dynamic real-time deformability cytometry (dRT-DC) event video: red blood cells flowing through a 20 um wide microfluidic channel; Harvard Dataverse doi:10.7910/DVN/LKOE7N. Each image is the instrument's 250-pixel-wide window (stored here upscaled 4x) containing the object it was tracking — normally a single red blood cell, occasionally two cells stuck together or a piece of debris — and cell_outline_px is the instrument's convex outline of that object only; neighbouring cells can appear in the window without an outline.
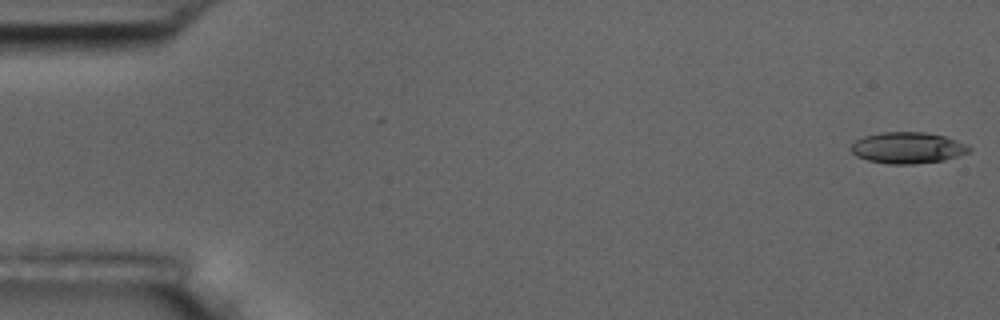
{"species": "common noctule bat (a hibernating species)", "species_latin": "Nyctalus noctula", "temperature_condition": "room temperature", "stored_images_in_passage": 56, "camera_frame_rate_fps": 3000, "um_per_image_px": 0.085, "animal": {"sex": "male", "body_mass_g": 17.5, "forearm_length_mm": 52.3}, "frame": {"image": 1, "passage_image": 1, "time_ms": 0.0, "image_size_px": [1000, 320], "cell_outline_px": [[972, 152], [944, 160], [912, 164], [888, 164], [868, 160], [856, 156], [848, 148], [856, 140], [864, 136], [880, 132], [924, 132], [944, 136], [956, 140], [972, 148]], "centroid_in_image_um": [77.14, 12.56], "position_along_channel_um": 7.9, "area_um2": 21.62}}
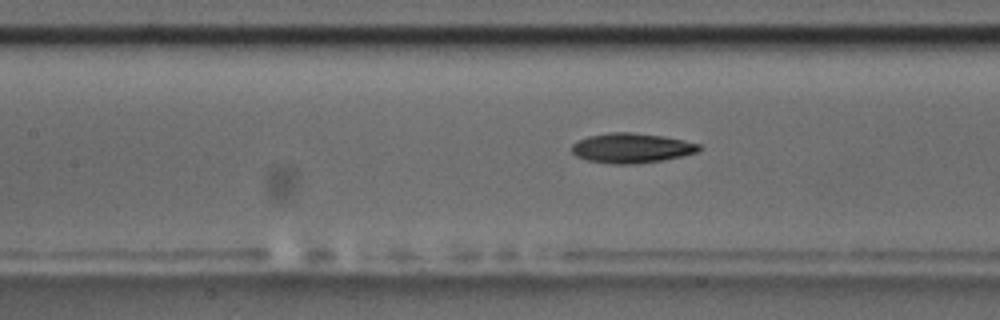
{"frame": {"image": 2, "passage_image": 25, "time_ms": 8.0, "image_size_px": [1000, 320], "cell_outline_px": [[700, 148], [696, 152], [684, 156], [664, 160], [636, 164], [612, 164], [588, 160], [576, 156], [572, 152], [572, 144], [576, 140], [588, 136], [608, 132], [632, 132], [660, 136], [700, 144]], "centroid_in_image_um": [53.63, 12.59], "position_along_channel_um": 153.8, "area_um2": 22.08}}
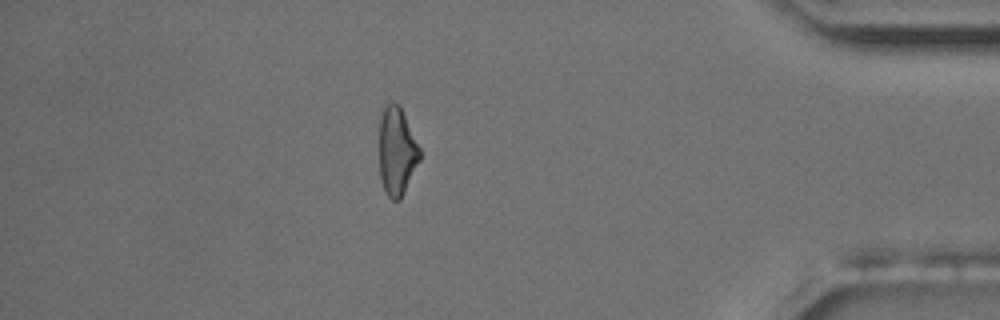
{"frame": {"image": 3, "passage_image": 49, "time_ms": 16.0, "image_size_px": [1000, 320], "cell_outline_px": [[420, 160], [400, 200], [392, 200], [388, 196], [384, 188], [380, 176], [380, 108], [384, 100], [400, 104], [420, 148]], "centroid_in_image_um": [33.72, 12.76], "position_along_channel_um": 401.5, "area_um2": 21.1}, "authors_computed_cell_mechanics": {"area_um2": 21.5305, "velocity_mm_per_s": 3.5969, "shape_relaxation_time_tau1_ms": 3.9783, "shape_relaxation_time_tau2_ms": 5.2146, "deformation_change_tau1": 0.1646, "deformation_change_tau2": 0.154}}